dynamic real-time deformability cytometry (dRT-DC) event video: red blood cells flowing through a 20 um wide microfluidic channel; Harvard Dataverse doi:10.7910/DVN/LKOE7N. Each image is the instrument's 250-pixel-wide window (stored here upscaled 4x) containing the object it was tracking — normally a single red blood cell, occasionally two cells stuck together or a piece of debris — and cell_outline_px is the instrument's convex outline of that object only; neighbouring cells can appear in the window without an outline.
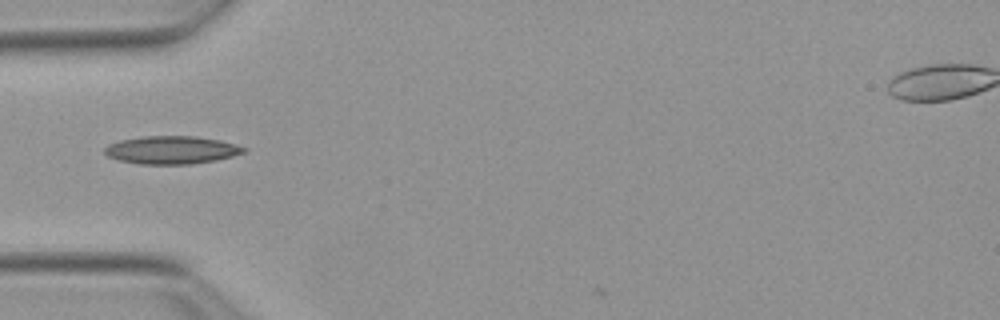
{"species": "Egyptian fruit bat (a non-hibernating species)", "species_latin": "Rousettus aegyptiacus", "temperature_condition": "warm", "stored_images_in_passage": 4, "camera_frame_rate_fps": 3000, "um_per_image_px": 0.085, "animal": {"sex": "female"}, "frame": {"image": 1, "passage_image": 1, "time_ms": 0.0, "image_size_px": [1000, 320], "cell_outline_px": [[248, 148], [244, 152], [232, 156], [216, 160], [188, 164], [140, 164], [116, 160], [108, 156], [104, 152], [104, 148], [108, 144], [120, 140], [144, 136], [196, 136], [220, 140], [236, 144]], "centroid_in_image_um": [14.57, 12.74], "position_along_channel_um": 70.4, "area_um2": 22.72}}